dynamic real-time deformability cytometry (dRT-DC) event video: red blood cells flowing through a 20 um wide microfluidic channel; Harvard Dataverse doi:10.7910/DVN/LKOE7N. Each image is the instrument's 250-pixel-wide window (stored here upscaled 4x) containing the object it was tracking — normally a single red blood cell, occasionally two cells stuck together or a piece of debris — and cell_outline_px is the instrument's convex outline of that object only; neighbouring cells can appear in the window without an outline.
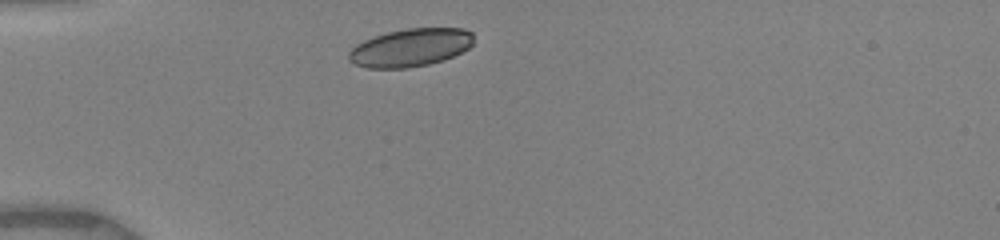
{"species": "human", "species_latin": "Homo sapiens", "temperature_condition": "warm", "stored_images_in_passage": 2, "camera_frame_rate_fps": 3000, "um_per_image_px": 0.085, "donor": {"sex": "female"}, "frame": {"image": 1, "passage_image": 1, "time_ms": 0.0, "image_size_px": [1000, 240], "cell_outline_px": [[472, 44], [468, 48], [444, 60], [428, 64], [404, 68], [368, 68], [356, 64], [348, 60], [348, 52], [356, 44], [364, 40], [388, 32], [408, 28], [464, 28], [472, 32]], "centroid_in_image_um": [34.88, 4.04], "position_along_channel_um": 50.1, "area_um2": 27.46}}